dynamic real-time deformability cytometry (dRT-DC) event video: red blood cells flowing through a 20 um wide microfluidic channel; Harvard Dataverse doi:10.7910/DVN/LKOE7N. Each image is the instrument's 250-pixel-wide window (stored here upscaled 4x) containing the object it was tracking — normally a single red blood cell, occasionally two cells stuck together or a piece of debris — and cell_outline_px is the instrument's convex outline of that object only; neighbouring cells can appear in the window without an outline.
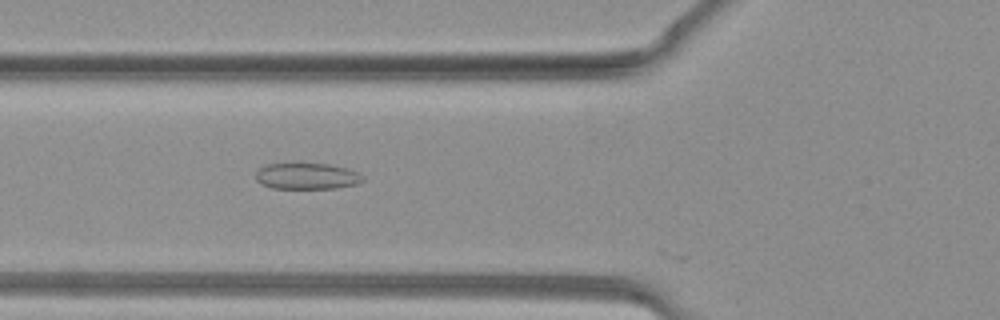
{"species": "common noctule bat (a hibernating species)", "species_latin": "Nyctalus noctula", "temperature_condition": "warm", "stored_images_in_passage": 27, "camera_frame_rate_fps": 3000, "um_per_image_px": 0.085, "animal": {"sex": "female", "body_mass_g": 19.3, "forearm_length_mm": 54.1}, "frame": {"image": 1, "passage_image": 3, "time_ms": 0.667, "image_size_px": [1000, 320], "cell_outline_px": [[364, 180], [356, 184], [336, 188], [272, 188], [260, 184], [256, 180], [256, 172], [260, 168], [268, 164], [296, 160], [328, 164], [348, 168], [360, 172], [364, 176]], "centroid_in_image_um": [26.08, 14.92], "position_along_channel_um": 99.7, "area_um2": 17.22}}
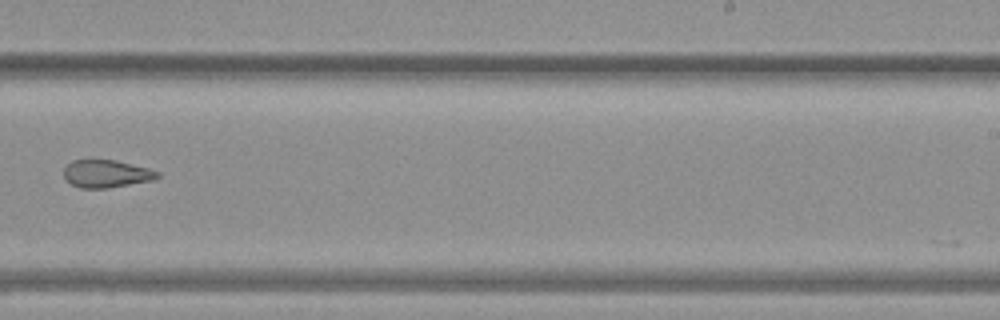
{"frame": {"image": 2, "passage_image": 13, "time_ms": 4.0, "image_size_px": [1000, 320], "cell_outline_px": [[160, 176], [152, 180], [108, 188], [80, 188], [72, 184], [64, 176], [64, 168], [72, 160], [116, 160], [148, 168], [160, 172]], "centroid_in_image_um": [9.05, 14.76], "position_along_channel_um": 279.9, "area_um2": 14.97}}
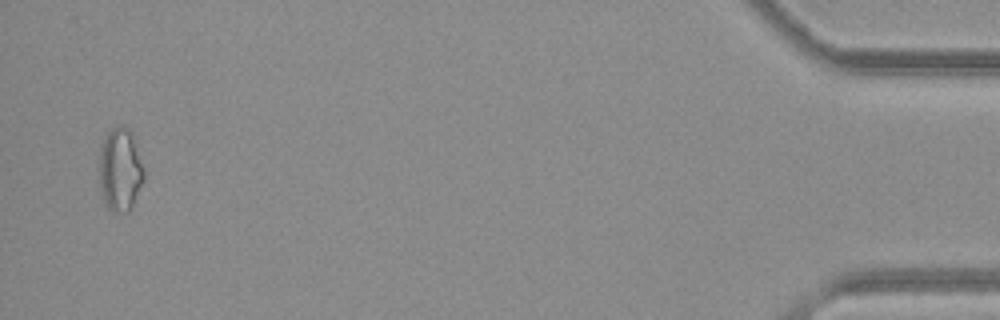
{"frame": {"image": 3, "passage_image": 26, "time_ms": 8.333, "image_size_px": [1000, 320], "cell_outline_px": [[144, 180], [132, 208], [128, 212], [112, 212], [104, 204], [100, 188], [100, 144], [108, 132], [116, 124], [120, 124], [128, 128], [136, 136], [144, 172]], "centroid_in_image_um": [10.24, 14.39], "position_along_channel_um": 425.0, "area_um2": 22.31}}